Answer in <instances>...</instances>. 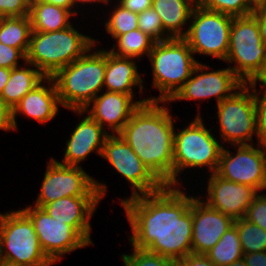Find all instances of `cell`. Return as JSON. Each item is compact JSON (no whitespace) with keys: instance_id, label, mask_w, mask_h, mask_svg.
I'll return each mask as SVG.
<instances>
[{"instance_id":"1","label":"cell","mask_w":266,"mask_h":266,"mask_svg":"<svg viewBox=\"0 0 266 266\" xmlns=\"http://www.w3.org/2000/svg\"><path fill=\"white\" fill-rule=\"evenodd\" d=\"M180 186L121 198L130 224L129 243L175 262L192 253V199Z\"/></svg>"},{"instance_id":"2","label":"cell","mask_w":266,"mask_h":266,"mask_svg":"<svg viewBox=\"0 0 266 266\" xmlns=\"http://www.w3.org/2000/svg\"><path fill=\"white\" fill-rule=\"evenodd\" d=\"M165 104L149 101L140 105L119 135L164 185L173 186L175 116Z\"/></svg>"},{"instance_id":"3","label":"cell","mask_w":266,"mask_h":266,"mask_svg":"<svg viewBox=\"0 0 266 266\" xmlns=\"http://www.w3.org/2000/svg\"><path fill=\"white\" fill-rule=\"evenodd\" d=\"M95 44L77 60L60 69L52 78L62 107L83 110L104 90L106 50Z\"/></svg>"},{"instance_id":"4","label":"cell","mask_w":266,"mask_h":266,"mask_svg":"<svg viewBox=\"0 0 266 266\" xmlns=\"http://www.w3.org/2000/svg\"><path fill=\"white\" fill-rule=\"evenodd\" d=\"M76 29L72 24L58 31H32L26 62L33 64L45 77H53L95 44V38Z\"/></svg>"},{"instance_id":"5","label":"cell","mask_w":266,"mask_h":266,"mask_svg":"<svg viewBox=\"0 0 266 266\" xmlns=\"http://www.w3.org/2000/svg\"><path fill=\"white\" fill-rule=\"evenodd\" d=\"M198 112L191 122L182 129L175 128L173 143V186H182V171L191 168H206L216 172L221 150L225 143L215 137L212 129L207 128ZM212 132V133H211ZM219 140V141H218ZM181 173V174H180ZM180 176V177H179ZM179 177V178H178Z\"/></svg>"},{"instance_id":"6","label":"cell","mask_w":266,"mask_h":266,"mask_svg":"<svg viewBox=\"0 0 266 266\" xmlns=\"http://www.w3.org/2000/svg\"><path fill=\"white\" fill-rule=\"evenodd\" d=\"M152 67V88L158 96L149 101L168 102L190 78L199 62L183 38L155 42L148 56Z\"/></svg>"},{"instance_id":"7","label":"cell","mask_w":266,"mask_h":266,"mask_svg":"<svg viewBox=\"0 0 266 266\" xmlns=\"http://www.w3.org/2000/svg\"><path fill=\"white\" fill-rule=\"evenodd\" d=\"M0 259L14 264L52 266L30 218L21 210L0 212Z\"/></svg>"},{"instance_id":"8","label":"cell","mask_w":266,"mask_h":266,"mask_svg":"<svg viewBox=\"0 0 266 266\" xmlns=\"http://www.w3.org/2000/svg\"><path fill=\"white\" fill-rule=\"evenodd\" d=\"M215 106L221 144L225 142L232 146L255 143L253 138L257 137L256 88L243 84L230 97Z\"/></svg>"},{"instance_id":"9","label":"cell","mask_w":266,"mask_h":266,"mask_svg":"<svg viewBox=\"0 0 266 266\" xmlns=\"http://www.w3.org/2000/svg\"><path fill=\"white\" fill-rule=\"evenodd\" d=\"M107 185L95 180L83 167L60 164L51 157L46 165L40 191L33 205L43 207L60 198L76 196H106Z\"/></svg>"},{"instance_id":"10","label":"cell","mask_w":266,"mask_h":266,"mask_svg":"<svg viewBox=\"0 0 266 266\" xmlns=\"http://www.w3.org/2000/svg\"><path fill=\"white\" fill-rule=\"evenodd\" d=\"M265 56L266 45L261 40L256 19L252 15L233 17L225 60L229 68L248 84L260 71Z\"/></svg>"},{"instance_id":"11","label":"cell","mask_w":266,"mask_h":266,"mask_svg":"<svg viewBox=\"0 0 266 266\" xmlns=\"http://www.w3.org/2000/svg\"><path fill=\"white\" fill-rule=\"evenodd\" d=\"M232 22V16L204 9L197 4L183 39L195 55L212 56L225 63Z\"/></svg>"},{"instance_id":"12","label":"cell","mask_w":266,"mask_h":266,"mask_svg":"<svg viewBox=\"0 0 266 266\" xmlns=\"http://www.w3.org/2000/svg\"><path fill=\"white\" fill-rule=\"evenodd\" d=\"M100 157L130 184V197L155 193L165 186L119 134L106 137Z\"/></svg>"},{"instance_id":"13","label":"cell","mask_w":266,"mask_h":266,"mask_svg":"<svg viewBox=\"0 0 266 266\" xmlns=\"http://www.w3.org/2000/svg\"><path fill=\"white\" fill-rule=\"evenodd\" d=\"M255 145H257L255 147ZM223 146L216 174L223 179L266 190V150L258 144L232 145L231 152Z\"/></svg>"},{"instance_id":"14","label":"cell","mask_w":266,"mask_h":266,"mask_svg":"<svg viewBox=\"0 0 266 266\" xmlns=\"http://www.w3.org/2000/svg\"><path fill=\"white\" fill-rule=\"evenodd\" d=\"M209 65L198 62L190 78L167 102L166 106L175 101H203L211 97L216 99V104L230 97L244 83L229 68L209 71Z\"/></svg>"},{"instance_id":"15","label":"cell","mask_w":266,"mask_h":266,"mask_svg":"<svg viewBox=\"0 0 266 266\" xmlns=\"http://www.w3.org/2000/svg\"><path fill=\"white\" fill-rule=\"evenodd\" d=\"M21 210L32 221L40 247L53 264L74 250L90 246L70 225L53 219L43 208L28 205Z\"/></svg>"},{"instance_id":"16","label":"cell","mask_w":266,"mask_h":266,"mask_svg":"<svg viewBox=\"0 0 266 266\" xmlns=\"http://www.w3.org/2000/svg\"><path fill=\"white\" fill-rule=\"evenodd\" d=\"M207 176H209L205 184L207 196L198 195L200 198H205L202 201L234 220L244 218L248 207L259 192L253 187L223 179L216 173Z\"/></svg>"},{"instance_id":"17","label":"cell","mask_w":266,"mask_h":266,"mask_svg":"<svg viewBox=\"0 0 266 266\" xmlns=\"http://www.w3.org/2000/svg\"><path fill=\"white\" fill-rule=\"evenodd\" d=\"M148 98L135 100L125 93L103 90L83 111L97 121L108 134L114 135L122 131L140 105L149 102Z\"/></svg>"},{"instance_id":"18","label":"cell","mask_w":266,"mask_h":266,"mask_svg":"<svg viewBox=\"0 0 266 266\" xmlns=\"http://www.w3.org/2000/svg\"><path fill=\"white\" fill-rule=\"evenodd\" d=\"M192 253L205 254L234 225V219L209 207L202 198L192 199Z\"/></svg>"},{"instance_id":"19","label":"cell","mask_w":266,"mask_h":266,"mask_svg":"<svg viewBox=\"0 0 266 266\" xmlns=\"http://www.w3.org/2000/svg\"><path fill=\"white\" fill-rule=\"evenodd\" d=\"M73 113L82 117L74 127L69 139L66 141L64 155L58 163L67 166L81 167V163L93 152L101 156L103 144L109 135L103 127L83 110H73Z\"/></svg>"},{"instance_id":"20","label":"cell","mask_w":266,"mask_h":266,"mask_svg":"<svg viewBox=\"0 0 266 266\" xmlns=\"http://www.w3.org/2000/svg\"><path fill=\"white\" fill-rule=\"evenodd\" d=\"M102 201L100 196H76L60 198L42 208L55 220L70 225L89 245L91 239V218Z\"/></svg>"},{"instance_id":"21","label":"cell","mask_w":266,"mask_h":266,"mask_svg":"<svg viewBox=\"0 0 266 266\" xmlns=\"http://www.w3.org/2000/svg\"><path fill=\"white\" fill-rule=\"evenodd\" d=\"M59 107L62 105L55 82L52 77H46L12 109L15 129H18L17 116L22 115L28 119L32 118L40 124H45L51 122L52 119L55 120L59 115Z\"/></svg>"},{"instance_id":"22","label":"cell","mask_w":266,"mask_h":266,"mask_svg":"<svg viewBox=\"0 0 266 266\" xmlns=\"http://www.w3.org/2000/svg\"><path fill=\"white\" fill-rule=\"evenodd\" d=\"M136 60V61H135ZM137 59L119 57L106 50V71L104 90L120 92L135 98L133 88L139 87V94H143L144 80L138 71Z\"/></svg>"},{"instance_id":"23","label":"cell","mask_w":266,"mask_h":266,"mask_svg":"<svg viewBox=\"0 0 266 266\" xmlns=\"http://www.w3.org/2000/svg\"><path fill=\"white\" fill-rule=\"evenodd\" d=\"M196 5L197 0H153L152 2L153 9L162 20L163 29L172 38H183L187 34L189 26L186 24L190 22Z\"/></svg>"},{"instance_id":"24","label":"cell","mask_w":266,"mask_h":266,"mask_svg":"<svg viewBox=\"0 0 266 266\" xmlns=\"http://www.w3.org/2000/svg\"><path fill=\"white\" fill-rule=\"evenodd\" d=\"M45 78L33 64L24 62V66L11 69L9 80L1 92L0 100L13 109L27 93Z\"/></svg>"},{"instance_id":"25","label":"cell","mask_w":266,"mask_h":266,"mask_svg":"<svg viewBox=\"0 0 266 266\" xmlns=\"http://www.w3.org/2000/svg\"><path fill=\"white\" fill-rule=\"evenodd\" d=\"M32 31L52 32L68 28L75 17L69 10L39 0H31L30 13Z\"/></svg>"},{"instance_id":"26","label":"cell","mask_w":266,"mask_h":266,"mask_svg":"<svg viewBox=\"0 0 266 266\" xmlns=\"http://www.w3.org/2000/svg\"><path fill=\"white\" fill-rule=\"evenodd\" d=\"M32 33L29 15L22 17H0V42L28 52Z\"/></svg>"},{"instance_id":"27","label":"cell","mask_w":266,"mask_h":266,"mask_svg":"<svg viewBox=\"0 0 266 266\" xmlns=\"http://www.w3.org/2000/svg\"><path fill=\"white\" fill-rule=\"evenodd\" d=\"M113 41H115L113 46L108 49L110 53L137 60H141L145 55L148 57L155 43L151 37L140 29H134L126 34L119 35Z\"/></svg>"},{"instance_id":"28","label":"cell","mask_w":266,"mask_h":266,"mask_svg":"<svg viewBox=\"0 0 266 266\" xmlns=\"http://www.w3.org/2000/svg\"><path fill=\"white\" fill-rule=\"evenodd\" d=\"M216 266H227L243 258L242 246L235 225L230 227L218 243L205 253Z\"/></svg>"},{"instance_id":"29","label":"cell","mask_w":266,"mask_h":266,"mask_svg":"<svg viewBox=\"0 0 266 266\" xmlns=\"http://www.w3.org/2000/svg\"><path fill=\"white\" fill-rule=\"evenodd\" d=\"M112 2L115 3L111 6L114 9L109 12V15H106L108 18L104 21L107 34L115 39L119 35L138 29V14L124 8L118 2L116 3V0L115 2L112 0Z\"/></svg>"},{"instance_id":"30","label":"cell","mask_w":266,"mask_h":266,"mask_svg":"<svg viewBox=\"0 0 266 266\" xmlns=\"http://www.w3.org/2000/svg\"><path fill=\"white\" fill-rule=\"evenodd\" d=\"M243 254L266 251V230L244 218L236 219Z\"/></svg>"},{"instance_id":"31","label":"cell","mask_w":266,"mask_h":266,"mask_svg":"<svg viewBox=\"0 0 266 266\" xmlns=\"http://www.w3.org/2000/svg\"><path fill=\"white\" fill-rule=\"evenodd\" d=\"M197 4L204 9L232 17L251 15L254 9L249 0H197Z\"/></svg>"},{"instance_id":"32","label":"cell","mask_w":266,"mask_h":266,"mask_svg":"<svg viewBox=\"0 0 266 266\" xmlns=\"http://www.w3.org/2000/svg\"><path fill=\"white\" fill-rule=\"evenodd\" d=\"M138 29L151 37L155 42L165 41L172 37L163 29L162 20L153 7L138 14Z\"/></svg>"},{"instance_id":"33","label":"cell","mask_w":266,"mask_h":266,"mask_svg":"<svg viewBox=\"0 0 266 266\" xmlns=\"http://www.w3.org/2000/svg\"><path fill=\"white\" fill-rule=\"evenodd\" d=\"M131 247V254L121 253L122 261L125 266H176L178 264V262L159 254L148 252L145 249Z\"/></svg>"},{"instance_id":"34","label":"cell","mask_w":266,"mask_h":266,"mask_svg":"<svg viewBox=\"0 0 266 266\" xmlns=\"http://www.w3.org/2000/svg\"><path fill=\"white\" fill-rule=\"evenodd\" d=\"M244 219L266 230V193L259 192L254 197Z\"/></svg>"},{"instance_id":"35","label":"cell","mask_w":266,"mask_h":266,"mask_svg":"<svg viewBox=\"0 0 266 266\" xmlns=\"http://www.w3.org/2000/svg\"><path fill=\"white\" fill-rule=\"evenodd\" d=\"M257 144L266 150V96L256 89Z\"/></svg>"},{"instance_id":"36","label":"cell","mask_w":266,"mask_h":266,"mask_svg":"<svg viewBox=\"0 0 266 266\" xmlns=\"http://www.w3.org/2000/svg\"><path fill=\"white\" fill-rule=\"evenodd\" d=\"M31 0H0V17H22L30 13Z\"/></svg>"},{"instance_id":"37","label":"cell","mask_w":266,"mask_h":266,"mask_svg":"<svg viewBox=\"0 0 266 266\" xmlns=\"http://www.w3.org/2000/svg\"><path fill=\"white\" fill-rule=\"evenodd\" d=\"M26 62V55L17 48L7 46L0 42V67L3 68H16L24 64L20 62Z\"/></svg>"},{"instance_id":"38","label":"cell","mask_w":266,"mask_h":266,"mask_svg":"<svg viewBox=\"0 0 266 266\" xmlns=\"http://www.w3.org/2000/svg\"><path fill=\"white\" fill-rule=\"evenodd\" d=\"M0 130L12 132L15 129L12 108L0 100Z\"/></svg>"},{"instance_id":"39","label":"cell","mask_w":266,"mask_h":266,"mask_svg":"<svg viewBox=\"0 0 266 266\" xmlns=\"http://www.w3.org/2000/svg\"><path fill=\"white\" fill-rule=\"evenodd\" d=\"M251 15L256 19L259 26L261 40L266 45V2L254 7Z\"/></svg>"},{"instance_id":"40","label":"cell","mask_w":266,"mask_h":266,"mask_svg":"<svg viewBox=\"0 0 266 266\" xmlns=\"http://www.w3.org/2000/svg\"><path fill=\"white\" fill-rule=\"evenodd\" d=\"M180 266H216L205 254L190 253L182 258Z\"/></svg>"},{"instance_id":"41","label":"cell","mask_w":266,"mask_h":266,"mask_svg":"<svg viewBox=\"0 0 266 266\" xmlns=\"http://www.w3.org/2000/svg\"><path fill=\"white\" fill-rule=\"evenodd\" d=\"M116 2L131 12L139 14L151 8L153 0H118Z\"/></svg>"},{"instance_id":"42","label":"cell","mask_w":266,"mask_h":266,"mask_svg":"<svg viewBox=\"0 0 266 266\" xmlns=\"http://www.w3.org/2000/svg\"><path fill=\"white\" fill-rule=\"evenodd\" d=\"M247 266H266V251L243 254Z\"/></svg>"},{"instance_id":"43","label":"cell","mask_w":266,"mask_h":266,"mask_svg":"<svg viewBox=\"0 0 266 266\" xmlns=\"http://www.w3.org/2000/svg\"><path fill=\"white\" fill-rule=\"evenodd\" d=\"M49 4H53L55 6H59L69 10L74 16H76L79 12H77L78 8L76 6V0H39ZM76 9V10H75Z\"/></svg>"},{"instance_id":"44","label":"cell","mask_w":266,"mask_h":266,"mask_svg":"<svg viewBox=\"0 0 266 266\" xmlns=\"http://www.w3.org/2000/svg\"><path fill=\"white\" fill-rule=\"evenodd\" d=\"M258 82L261 83V84L259 83L260 88L263 87L264 85H266V56L264 58V61H263V64H262L260 71L257 73V75L248 84L257 89V87H258L257 83Z\"/></svg>"},{"instance_id":"45","label":"cell","mask_w":266,"mask_h":266,"mask_svg":"<svg viewBox=\"0 0 266 266\" xmlns=\"http://www.w3.org/2000/svg\"><path fill=\"white\" fill-rule=\"evenodd\" d=\"M84 5V6H86L85 4H89V6L92 4V5H94L95 3H97L96 5L98 6L99 5V3L101 4V3H103V5H113L112 4V0H76V6H77V8H78V11H80L79 9H81V8H83L82 7V4ZM79 4H81V5H79ZM79 6H81L80 8H79Z\"/></svg>"},{"instance_id":"46","label":"cell","mask_w":266,"mask_h":266,"mask_svg":"<svg viewBox=\"0 0 266 266\" xmlns=\"http://www.w3.org/2000/svg\"><path fill=\"white\" fill-rule=\"evenodd\" d=\"M11 69L0 67V95L9 80Z\"/></svg>"},{"instance_id":"47","label":"cell","mask_w":266,"mask_h":266,"mask_svg":"<svg viewBox=\"0 0 266 266\" xmlns=\"http://www.w3.org/2000/svg\"><path fill=\"white\" fill-rule=\"evenodd\" d=\"M227 266H247V264H246L245 260L242 258V259L237 260V261H235L232 264L227 265Z\"/></svg>"},{"instance_id":"48","label":"cell","mask_w":266,"mask_h":266,"mask_svg":"<svg viewBox=\"0 0 266 266\" xmlns=\"http://www.w3.org/2000/svg\"><path fill=\"white\" fill-rule=\"evenodd\" d=\"M0 266H32V265L14 264L10 262L1 261Z\"/></svg>"},{"instance_id":"49","label":"cell","mask_w":266,"mask_h":266,"mask_svg":"<svg viewBox=\"0 0 266 266\" xmlns=\"http://www.w3.org/2000/svg\"><path fill=\"white\" fill-rule=\"evenodd\" d=\"M253 7H256L257 5L266 2V0H249Z\"/></svg>"},{"instance_id":"50","label":"cell","mask_w":266,"mask_h":266,"mask_svg":"<svg viewBox=\"0 0 266 266\" xmlns=\"http://www.w3.org/2000/svg\"><path fill=\"white\" fill-rule=\"evenodd\" d=\"M260 91L266 96V85L260 88Z\"/></svg>"}]
</instances>
